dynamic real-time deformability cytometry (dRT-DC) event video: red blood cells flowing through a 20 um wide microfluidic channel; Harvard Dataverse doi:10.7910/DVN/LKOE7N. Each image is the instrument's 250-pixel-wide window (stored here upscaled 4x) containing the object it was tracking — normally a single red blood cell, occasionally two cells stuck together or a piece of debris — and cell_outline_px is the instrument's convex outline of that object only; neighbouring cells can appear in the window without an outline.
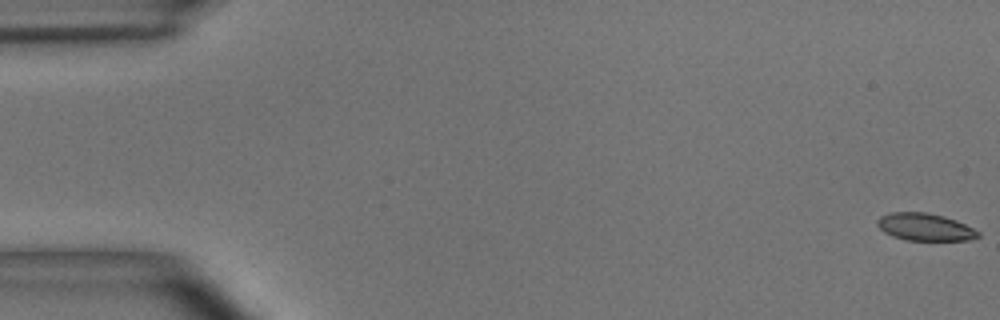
{"species": "common noctule bat (a hibernating species)", "species_latin": "Nyctalus noctula", "temperature_condition": "room temperature", "stored_images_in_passage": 55, "camera_frame_rate_fps": 3000, "um_per_image_px": 0.085, "animal": {"sex": "male", "body_mass_g": 15.6}, "frame": {"image": 1, "passage_image": 1, "time_ms": 0.0, "image_size_px": [1000, 320], "cell_outline_px": [[980, 236], [968, 240], [904, 240], [892, 236], [884, 232], [876, 224], [876, 220], [880, 216], [892, 212], [924, 212], [944, 216], [956, 220], [980, 232]], "centroid_in_image_um": [78.59, 19.29], "position_along_channel_um": 6.4, "area_um2": 16.07}}
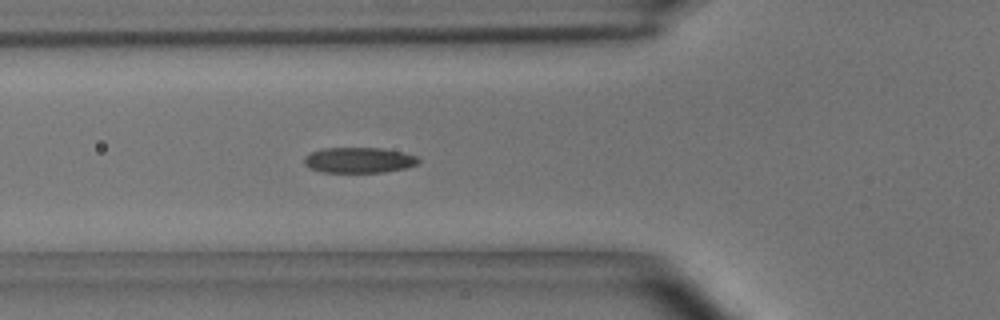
{"frame": {"image": 2, "passage_image": 20, "time_ms": 6.333, "image_size_px": [1000, 320], "cell_outline_px": [[420, 160], [416, 164], [408, 168], [384, 172], [320, 172], [308, 168], [304, 164], [304, 156], [312, 152], [324, 148], [384, 148], [404, 152], [416, 156]], "centroid_in_image_um": [30.51, 13.61], "position_along_channel_um": 95.3, "area_um2": 17.17}}
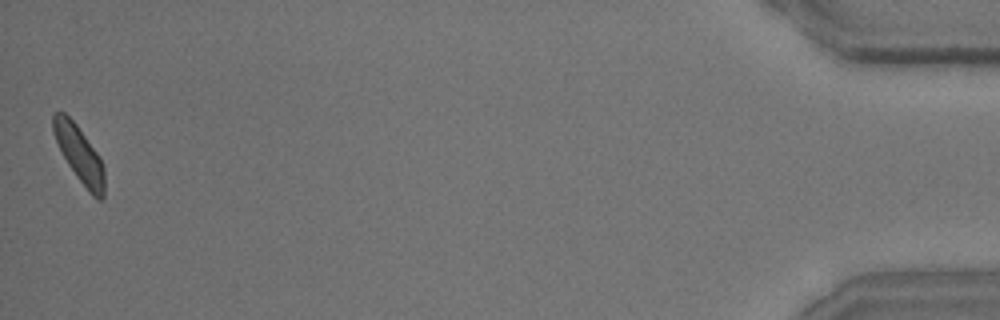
{"frame": {"image": 3, "passage_image": 55, "time_ms": 18.0, "image_size_px": [1000, 320], "cell_outline_px": [[104, 196], [100, 200], [96, 200], [88, 192], [76, 176], [68, 164], [56, 140], [52, 128], [52, 116], [56, 112], [64, 112], [76, 124], [100, 156], [104, 168]], "centroid_in_image_um": [6.77, 13.14], "position_along_channel_um": 428.4, "area_um2": 16.7}, "authors_computed_cell_mechanics": {"area_um2": 16.9354, "velocity_mm_per_s": 3.6419, "shape_relaxation_time_tau1_ms": 3.6883, "shape_relaxation_time_tau2_ms": 2.4108, "deformation_change_tau1": 0.114, "deformation_change_tau2": 0.0804}}